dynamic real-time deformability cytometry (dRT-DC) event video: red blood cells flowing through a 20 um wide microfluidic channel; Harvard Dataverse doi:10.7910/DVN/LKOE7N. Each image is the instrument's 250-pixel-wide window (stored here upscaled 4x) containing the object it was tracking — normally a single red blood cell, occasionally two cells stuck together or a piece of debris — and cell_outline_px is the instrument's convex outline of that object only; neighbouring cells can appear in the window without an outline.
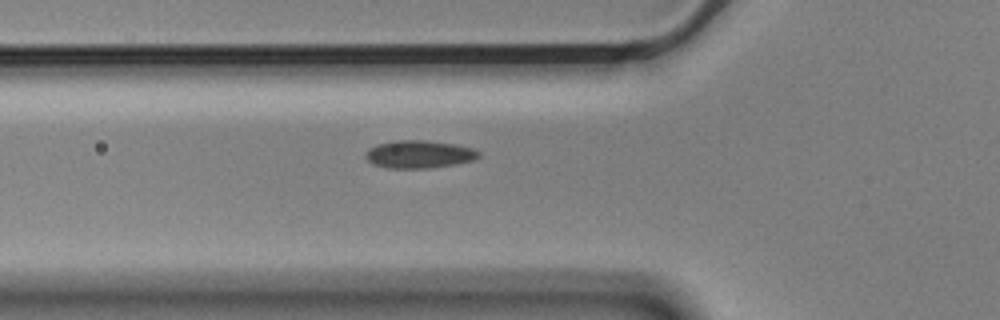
{"species": "Egyptian fruit bat (a non-hibernating species)", "species_latin": "Rousettus aegyptiacus", "temperature_condition": "cold", "stored_images_in_passage": 6, "camera_frame_rate_fps": 3000, "um_per_image_px": 0.085, "animal": {"sex": "male"}, "frame": {"image": 1, "passage_image": 2, "time_ms": 0.333, "image_size_px": [1000, 320], "cell_outline_px": [[480, 156], [476, 160], [456, 164], [428, 168], [388, 168], [372, 164], [364, 156], [368, 148], [376, 144], [396, 140], [424, 140], [452, 144], [472, 148], [480, 152]], "centroid_in_image_um": [35.61, 13.11], "position_along_channel_um": 90.2, "area_um2": 18.38}}